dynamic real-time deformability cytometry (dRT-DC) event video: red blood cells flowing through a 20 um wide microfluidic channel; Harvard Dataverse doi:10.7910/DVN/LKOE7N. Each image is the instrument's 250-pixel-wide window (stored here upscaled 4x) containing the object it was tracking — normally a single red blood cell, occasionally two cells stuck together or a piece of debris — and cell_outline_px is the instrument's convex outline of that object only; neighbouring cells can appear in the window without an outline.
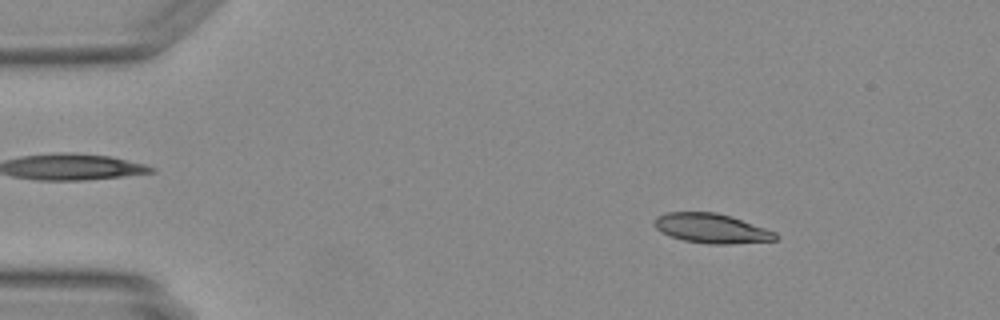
{"species": "Egyptian fruit bat (a non-hibernating species)", "species_latin": "Rousettus aegyptiacus", "temperature_condition": "warm", "stored_images_in_passage": 46, "camera_frame_rate_fps": 3000, "um_per_image_px": 0.085, "animal": {"sex": "female"}, "frame": {"image": 1, "passage_image": 5, "time_ms": 1.333, "image_size_px": [1000, 320], "cell_outline_px": [[776, 240], [728, 244], [708, 244], [684, 240], [660, 232], [652, 224], [656, 216], [668, 212], [716, 212], [732, 216], [776, 232]], "centroid_in_image_um": [60.44, 19.4], "position_along_channel_um": 24.6, "area_um2": 20.87}}
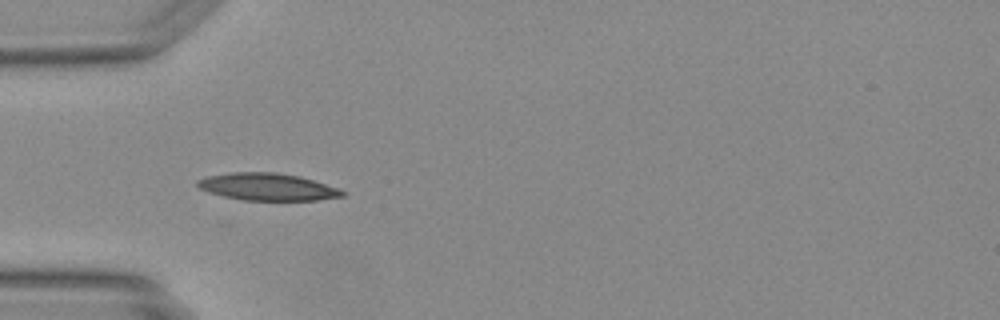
{"frame": {"image": 2, "passage_image": 13, "time_ms": 4.0, "image_size_px": [1000, 320], "cell_outline_px": [[344, 196], [316, 200], [244, 200], [224, 196], [208, 192], [200, 188], [196, 184], [196, 180], [208, 176], [232, 172], [276, 172], [300, 176], [336, 188], [344, 192]], "centroid_in_image_um": [22.69, 15.87], "position_along_channel_um": 62.3, "area_um2": 22.72}}
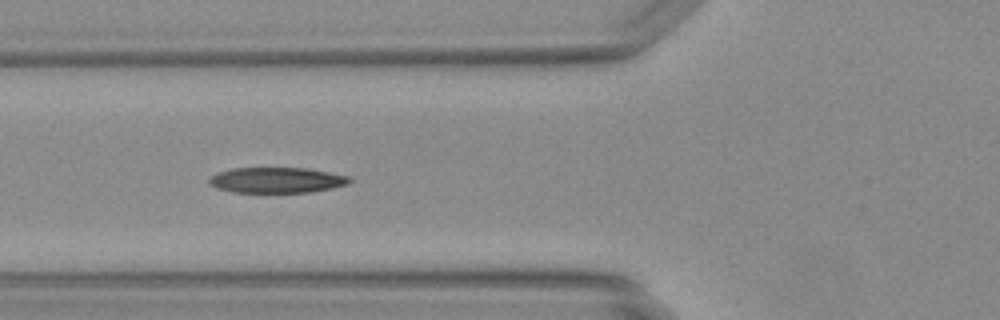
{"frame": {"image": 3, "passage_image": 16, "time_ms": 5.0, "image_size_px": [1000, 320], "cell_outline_px": [[352, 180], [348, 184], [332, 188], [312, 192], [232, 192], [216, 188], [208, 184], [208, 180], [216, 172], [232, 168], [308, 168], [348, 176]], "centroid_in_image_um": [23.49, 15.31], "position_along_channel_um": 102.3, "area_um2": 20.98}}